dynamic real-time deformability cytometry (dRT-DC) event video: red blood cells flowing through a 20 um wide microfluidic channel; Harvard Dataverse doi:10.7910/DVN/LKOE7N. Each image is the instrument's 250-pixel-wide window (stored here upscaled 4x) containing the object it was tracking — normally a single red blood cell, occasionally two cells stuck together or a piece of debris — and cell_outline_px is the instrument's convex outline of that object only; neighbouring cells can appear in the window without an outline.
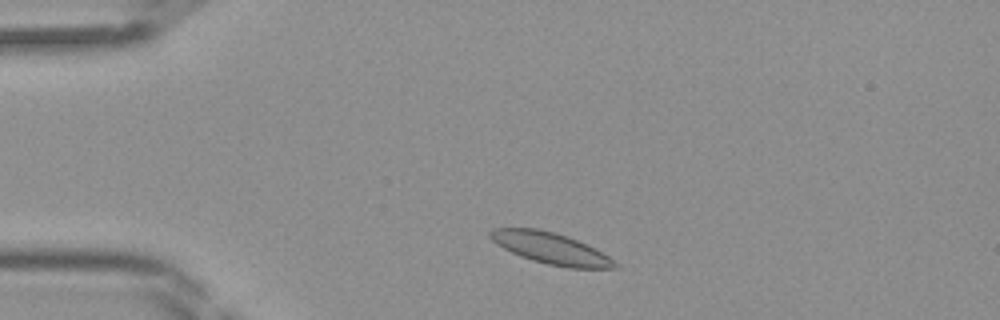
{"species": "Egyptian fruit bat (a non-hibernating species)", "species_latin": "Rousettus aegyptiacus", "temperature_condition": "room temperature", "stored_images_in_passage": 38, "camera_frame_rate_fps": 3000, "um_per_image_px": 0.085, "frame": {"image": 1, "passage_image": 4, "time_ms": 1.0, "image_size_px": [1000, 320], "cell_outline_px": [[620, 268], [568, 268], [548, 264], [532, 260], [520, 256], [496, 244], [488, 236], [488, 232], [492, 228], [540, 228], [568, 236], [596, 248], [620, 264]], "centroid_in_image_um": [46.83, 21.1], "position_along_channel_um": 38.2, "area_um2": 23.0}}
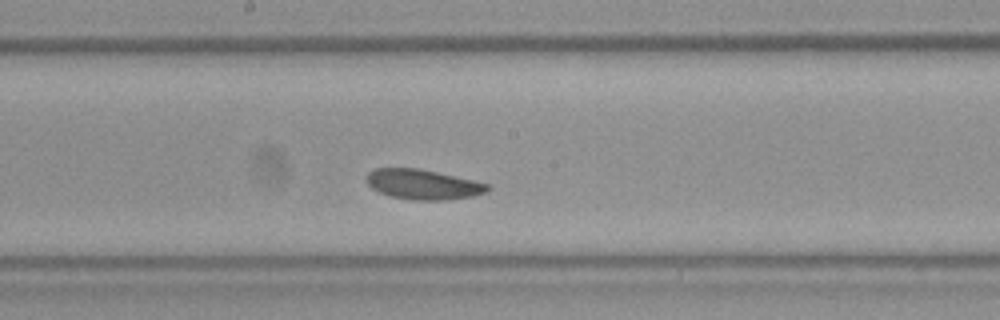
{"frame": {"image": 2, "passage_image": 18, "time_ms": 5.667, "image_size_px": [1000, 320], "cell_outline_px": [[492, 188], [488, 192], [472, 196], [448, 200], [416, 200], [392, 196], [380, 192], [372, 188], [364, 180], [368, 172], [376, 168], [420, 168], [472, 180], [488, 184]], "centroid_in_image_um": [35.96, 15.67], "position_along_channel_um": 212.2, "area_um2": 21.15}}
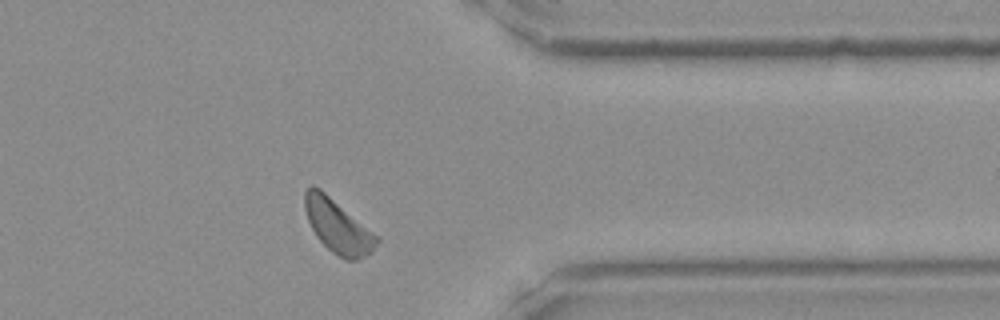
{"frame": {"image": 3, "passage_image": 30, "time_ms": 9.667, "image_size_px": [1000, 320], "cell_outline_px": [[380, 240], [372, 252], [356, 260], [344, 260], [332, 252], [316, 236], [308, 220], [304, 208], [304, 192], [312, 184], [320, 188], [380, 236]], "centroid_in_image_um": [28.74, 19.23], "position_along_channel_um": 382.7, "area_um2": 22.6}}